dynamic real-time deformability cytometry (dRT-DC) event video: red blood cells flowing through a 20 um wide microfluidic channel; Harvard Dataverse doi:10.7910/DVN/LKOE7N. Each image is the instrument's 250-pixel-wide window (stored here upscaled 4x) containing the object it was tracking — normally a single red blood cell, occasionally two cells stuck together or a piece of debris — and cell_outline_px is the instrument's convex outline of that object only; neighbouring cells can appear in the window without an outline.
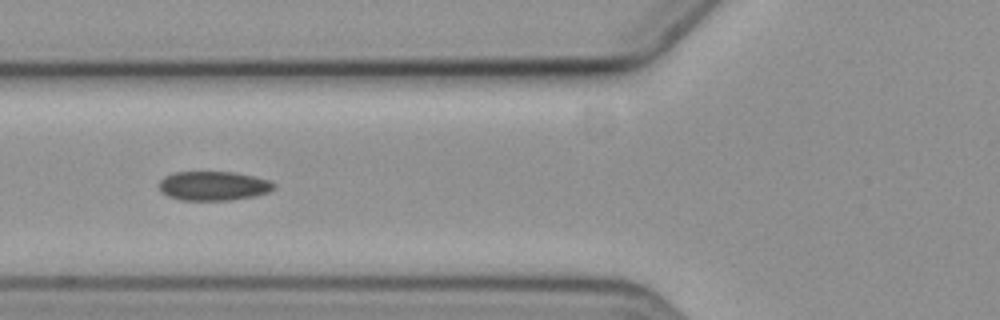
{"species": "common noctule bat (a hibernating species)", "species_latin": "Nyctalus noctula", "temperature_condition": "cold", "stored_images_in_passage": 14, "camera_frame_rate_fps": 3000, "um_per_image_px": 0.085, "animal": {"sex": "female", "body_mass_g": 19.3, "forearm_length_mm": 54.1}, "frame": {"image": 1, "passage_image": 5, "time_ms": 6.333, "image_size_px": [1000, 320], "cell_outline_px": [[276, 188], [268, 192], [256, 196], [228, 200], [180, 200], [168, 196], [160, 188], [160, 180], [164, 176], [176, 172], [236, 172], [268, 180], [276, 184]], "centroid_in_image_um": [18.17, 15.8], "position_along_channel_um": 107.6, "area_um2": 19.48}}
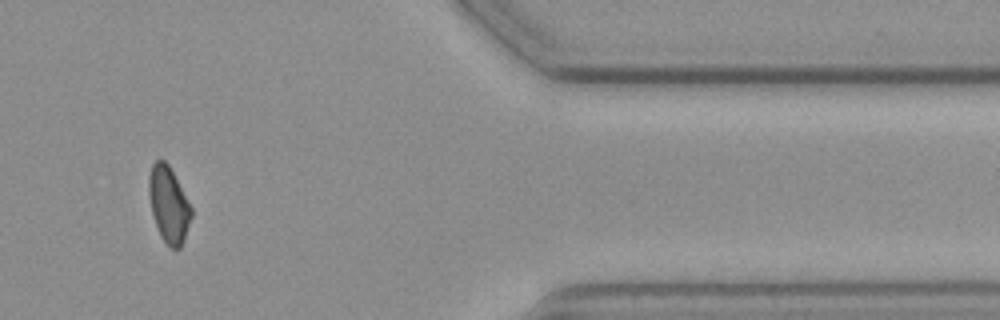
{"frame": {"image": 2, "passage_image": 12, "time_ms": 15.333, "image_size_px": [1000, 320], "cell_outline_px": [[192, 216], [180, 248], [176, 252], [168, 248], [160, 236], [152, 212], [148, 192], [148, 176], [152, 164], [156, 160], [164, 160], [168, 164], [192, 208]], "centroid_in_image_um": [14.32, 17.43], "position_along_channel_um": 397.1, "area_um2": 18.79}}
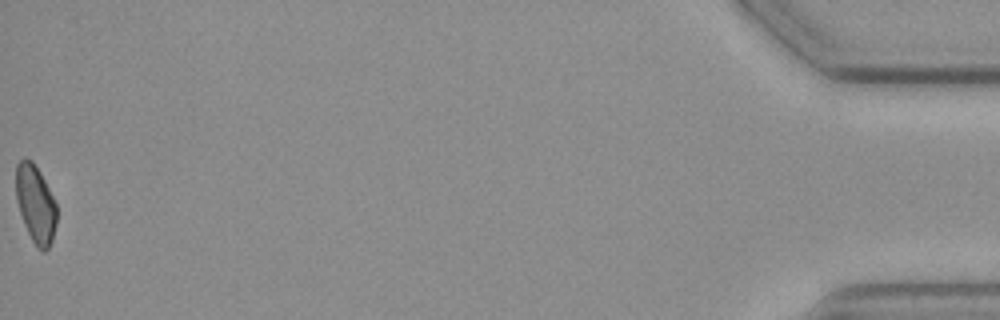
{"frame": {"image": 3, "passage_image": 14, "time_ms": 18.333, "image_size_px": [1000, 320], "cell_outline_px": [[56, 224], [52, 240], [48, 248], [44, 252], [36, 248], [24, 224], [16, 200], [16, 164], [24, 156], [32, 160], [40, 172], [56, 204]], "centroid_in_image_um": [3.01, 17.33], "position_along_channel_um": 432.2, "area_um2": 18.44}, "authors_computed_cell_mechanics": {"area_um2": 19.5653, "velocity_mm_per_s": 3.6053, "shape_relaxation_time_tau1_ms": null, "shape_relaxation_time_tau2_ms": 7.2915, "deformation_change_tau1": null, "deformation_change_tau2": 0.0767}}